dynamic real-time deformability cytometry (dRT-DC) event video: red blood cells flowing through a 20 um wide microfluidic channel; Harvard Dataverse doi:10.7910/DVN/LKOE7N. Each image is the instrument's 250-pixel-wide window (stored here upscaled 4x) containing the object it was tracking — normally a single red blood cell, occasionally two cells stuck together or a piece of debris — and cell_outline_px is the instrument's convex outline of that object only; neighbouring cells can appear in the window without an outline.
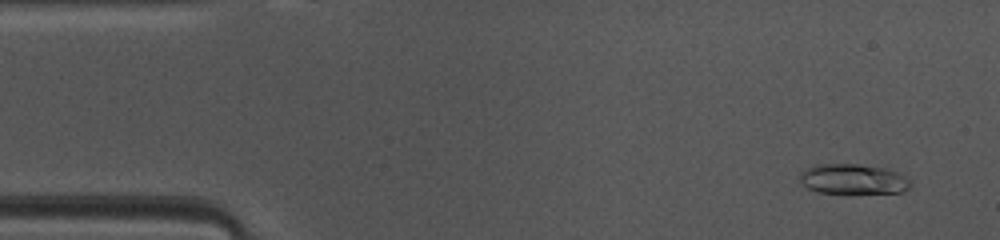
{"species": "common noctule bat (a hibernating species)", "species_latin": "Nyctalus noctula", "temperature_condition": "warm", "stored_images_in_passage": 47, "camera_frame_rate_fps": 3000, "um_per_image_px": 0.085, "animal": {"sex": "female", "body_mass_g": 10.0, "forearm_length_mm": 53.1}, "frame": {"image": 1, "passage_image": 3, "time_ms": 0.667, "image_size_px": [1000, 240], "cell_outline_px": [[912, 184], [904, 192], [848, 196], [816, 192], [808, 188], [800, 180], [800, 172], [808, 168], [820, 164], [856, 164], [884, 168], [896, 172], [904, 176]], "centroid_in_image_um": [72.52, 15.29], "position_along_channel_um": 12.5, "area_um2": 20.17}}
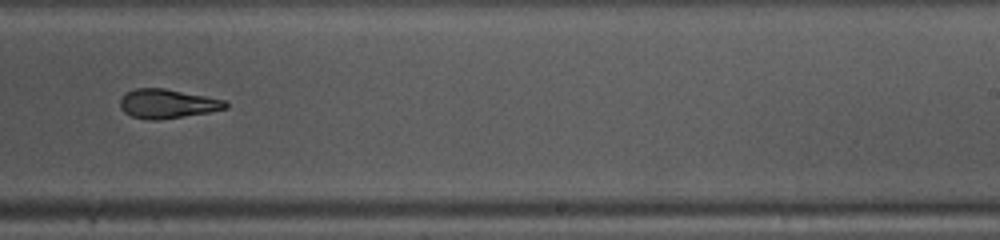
{"frame": {"image": 2, "passage_image": 28, "time_ms": 9.0, "image_size_px": [1000, 240], "cell_outline_px": [[228, 108], [208, 112], [156, 120], [148, 120], [132, 116], [124, 112], [120, 108], [120, 96], [136, 88], [164, 88], [224, 100], [228, 104]], "centroid_in_image_um": [14.18, 8.81], "position_along_channel_um": 274.8, "area_um2": 17.69}}
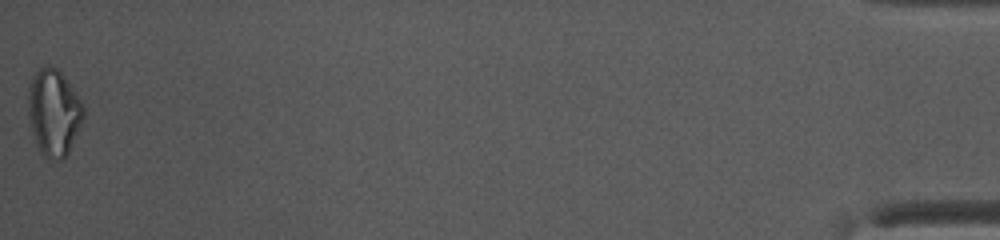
{"frame": {"image": 3, "passage_image": 47, "time_ms": 15.333, "image_size_px": [1000, 240], "cell_outline_px": [[84, 116], [80, 128], [68, 152], [60, 160], [48, 160], [40, 152], [36, 144], [32, 132], [28, 116], [28, 88], [32, 76], [40, 68], [56, 68], [60, 72], [84, 104]], "centroid_in_image_um": [4.56, 9.6], "position_along_channel_um": 430.6, "area_um2": 27.74}, "authors_computed_cell_mechanics": {"area_um2": 18.7272, "velocity_mm_per_s": 4.1384, "shape_relaxation_time_tau1_ms": 5.5842, "shape_relaxation_time_tau2_ms": 8.7639, "deformation_change_tau1": 0.1816, "deformation_change_tau2": 0.1457}}